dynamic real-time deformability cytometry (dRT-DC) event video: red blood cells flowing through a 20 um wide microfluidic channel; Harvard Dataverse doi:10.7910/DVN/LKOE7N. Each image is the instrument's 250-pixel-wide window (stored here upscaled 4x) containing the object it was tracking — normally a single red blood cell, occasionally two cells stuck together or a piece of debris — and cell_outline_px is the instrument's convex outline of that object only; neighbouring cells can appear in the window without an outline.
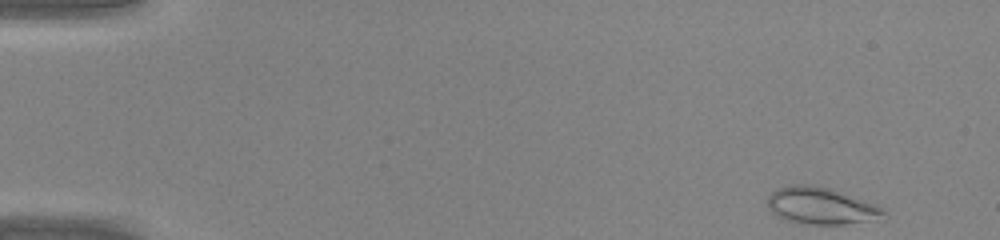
{"species": "common noctule bat (a hibernating species)", "species_latin": "Nyctalus noctula", "temperature_condition": "warm", "stored_images_in_passage": 44, "camera_frame_rate_fps": 3000, "um_per_image_px": 0.085, "animal": {"sex": "male", "body_mass_g": 20.0, "forearm_length_mm": 53.3}, "frame": {"image": 1, "passage_image": 1, "time_ms": 0.0, "image_size_px": [1000, 240], "cell_outline_px": [[884, 212], [864, 220], [844, 224], [800, 224], [784, 220], [776, 216], [768, 208], [768, 196], [772, 192], [788, 184], [808, 184], [832, 188], [876, 204]], "centroid_in_image_um": [69.64, 17.47], "position_along_channel_um": 15.4, "area_um2": 24.51}}
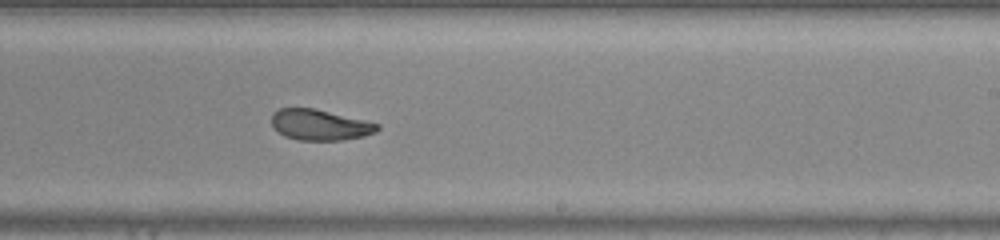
{"frame": {"image": 2, "passage_image": 26, "time_ms": 8.333, "image_size_px": [1000, 240], "cell_outline_px": [[380, 128], [376, 132], [364, 136], [340, 140], [296, 140], [284, 136], [272, 128], [272, 112], [280, 108], [312, 108], [364, 120], [380, 124]], "centroid_in_image_um": [27.15, 10.62], "position_along_channel_um": 261.8, "area_um2": 18.96}}
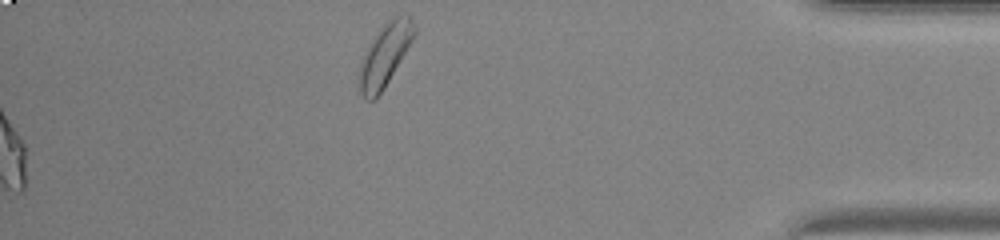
{"frame": {"image": 3, "passage_image": 44, "time_ms": 14.333, "image_size_px": [1000, 240], "cell_outline_px": [[416, 32], [384, 88], [376, 100], [368, 100], [360, 92], [356, 72], [368, 44], [396, 16], [412, 16], [416, 28]], "centroid_in_image_um": [32.67, 4.76], "position_along_channel_um": 402.5, "area_um2": 19.42}}